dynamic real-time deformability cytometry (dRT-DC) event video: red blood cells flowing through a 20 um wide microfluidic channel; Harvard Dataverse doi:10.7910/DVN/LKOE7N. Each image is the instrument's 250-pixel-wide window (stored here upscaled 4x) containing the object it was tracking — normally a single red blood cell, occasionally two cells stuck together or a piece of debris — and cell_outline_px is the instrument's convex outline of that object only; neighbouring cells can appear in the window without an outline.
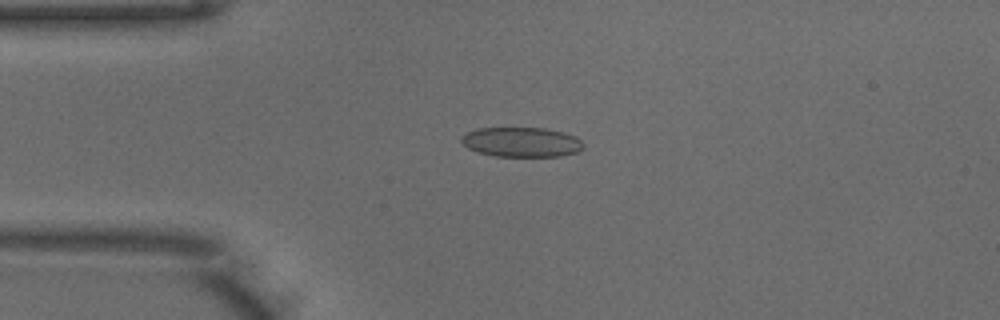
{"species": "common noctule bat (a hibernating species)", "species_latin": "Nyctalus noctula", "temperature_condition": "warm", "stored_images_in_passage": 49, "camera_frame_rate_fps": 3000, "um_per_image_px": 0.085, "animal": {"sex": "male", "body_mass_g": 18.8}, "frame": {"image": 1, "passage_image": 11, "time_ms": 3.333, "image_size_px": [1000, 320], "cell_outline_px": [[584, 148], [576, 152], [560, 156], [496, 156], [476, 152], [468, 148], [460, 140], [460, 136], [476, 128], [544, 128], [564, 132], [576, 136], [584, 144]], "centroid_in_image_um": [44.32, 12.07], "position_along_channel_um": 40.7, "area_um2": 21.21}}
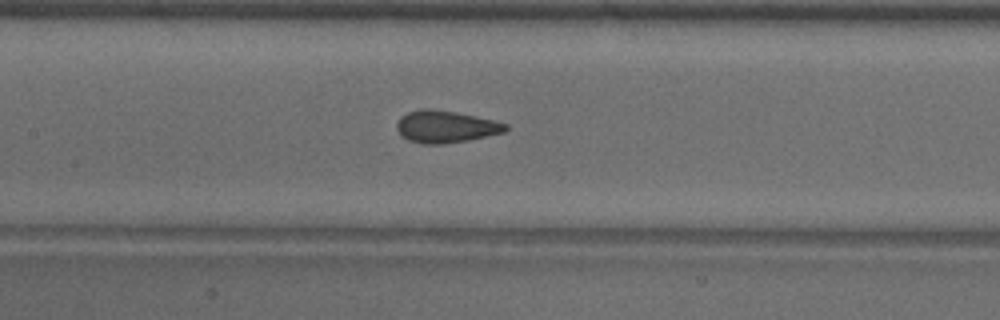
{"frame": {"image": 2, "passage_image": 22, "time_ms": 7.0, "image_size_px": [1000, 320], "cell_outline_px": [[508, 128], [504, 132], [468, 140], [444, 144], [424, 144], [408, 140], [400, 136], [396, 128], [396, 124], [400, 116], [408, 112], [420, 108], [432, 108], [456, 112], [476, 116], [508, 124]], "centroid_in_image_um": [37.83, 10.76], "position_along_channel_um": 169.6, "area_um2": 20.52}}
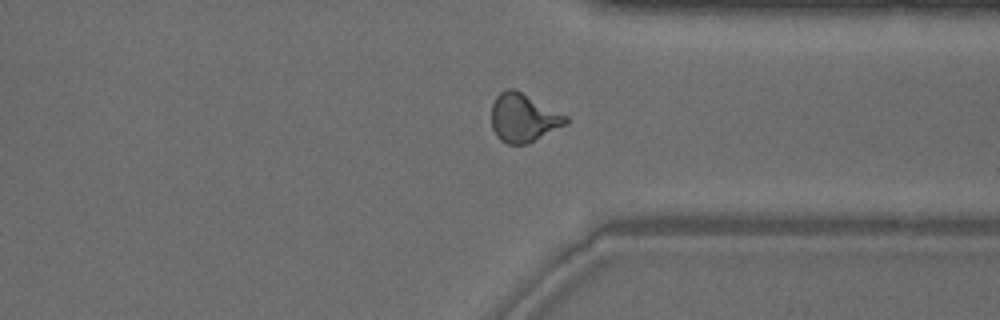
{"frame": {"image": 3, "passage_image": 37, "time_ms": 12.0, "image_size_px": [1000, 320], "cell_outline_px": [[568, 120], [564, 124], [528, 144], [508, 144], [500, 140], [496, 136], [492, 128], [492, 104], [496, 96], [500, 92], [508, 88], [516, 88], [568, 116]], "centroid_in_image_um": [44.46, 9.99], "position_along_channel_um": 366.9, "area_um2": 20.98}, "authors_computed_cell_mechanics": {"area_um2": 20.3456, "velocity_mm_per_s": 3.9887, "shape_relaxation_time_tau1_ms": null, "shape_relaxation_time_tau2_ms": 1.0154, "deformation_change_tau1": null, "deformation_change_tau2": 0.0656}}